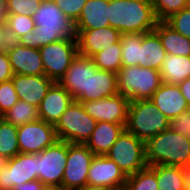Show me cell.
Here are the masks:
<instances>
[{
	"instance_id": "cell-1",
	"label": "cell",
	"mask_w": 190,
	"mask_h": 190,
	"mask_svg": "<svg viewBox=\"0 0 190 190\" xmlns=\"http://www.w3.org/2000/svg\"><path fill=\"white\" fill-rule=\"evenodd\" d=\"M32 15L36 27L16 41L19 45L40 49L50 43L76 37L74 23L63 14L54 0L42 1Z\"/></svg>"
},
{
	"instance_id": "cell-2",
	"label": "cell",
	"mask_w": 190,
	"mask_h": 190,
	"mask_svg": "<svg viewBox=\"0 0 190 190\" xmlns=\"http://www.w3.org/2000/svg\"><path fill=\"white\" fill-rule=\"evenodd\" d=\"M108 19L121 34L151 32L159 22L151 0H109Z\"/></svg>"
},
{
	"instance_id": "cell-3",
	"label": "cell",
	"mask_w": 190,
	"mask_h": 190,
	"mask_svg": "<svg viewBox=\"0 0 190 190\" xmlns=\"http://www.w3.org/2000/svg\"><path fill=\"white\" fill-rule=\"evenodd\" d=\"M145 159L148 166L190 165V137L173 131L169 126L145 142Z\"/></svg>"
},
{
	"instance_id": "cell-4",
	"label": "cell",
	"mask_w": 190,
	"mask_h": 190,
	"mask_svg": "<svg viewBox=\"0 0 190 190\" xmlns=\"http://www.w3.org/2000/svg\"><path fill=\"white\" fill-rule=\"evenodd\" d=\"M169 126L170 121L150 99L130 101L125 129L138 139L146 142Z\"/></svg>"
},
{
	"instance_id": "cell-5",
	"label": "cell",
	"mask_w": 190,
	"mask_h": 190,
	"mask_svg": "<svg viewBox=\"0 0 190 190\" xmlns=\"http://www.w3.org/2000/svg\"><path fill=\"white\" fill-rule=\"evenodd\" d=\"M160 71L140 66H122L117 73L118 93L130 101L151 99L161 86Z\"/></svg>"
},
{
	"instance_id": "cell-6",
	"label": "cell",
	"mask_w": 190,
	"mask_h": 190,
	"mask_svg": "<svg viewBox=\"0 0 190 190\" xmlns=\"http://www.w3.org/2000/svg\"><path fill=\"white\" fill-rule=\"evenodd\" d=\"M97 121L89 116L82 103L74 100L54 125L57 139L71 144H85Z\"/></svg>"
},
{
	"instance_id": "cell-7",
	"label": "cell",
	"mask_w": 190,
	"mask_h": 190,
	"mask_svg": "<svg viewBox=\"0 0 190 190\" xmlns=\"http://www.w3.org/2000/svg\"><path fill=\"white\" fill-rule=\"evenodd\" d=\"M128 177L146 168L145 142L126 129L106 153Z\"/></svg>"
},
{
	"instance_id": "cell-8",
	"label": "cell",
	"mask_w": 190,
	"mask_h": 190,
	"mask_svg": "<svg viewBox=\"0 0 190 190\" xmlns=\"http://www.w3.org/2000/svg\"><path fill=\"white\" fill-rule=\"evenodd\" d=\"M44 75L58 83L79 54L76 37L42 46L40 49Z\"/></svg>"
},
{
	"instance_id": "cell-9",
	"label": "cell",
	"mask_w": 190,
	"mask_h": 190,
	"mask_svg": "<svg viewBox=\"0 0 190 190\" xmlns=\"http://www.w3.org/2000/svg\"><path fill=\"white\" fill-rule=\"evenodd\" d=\"M68 142L55 141L37 154L38 180L45 186L62 188L63 173L67 162Z\"/></svg>"
},
{
	"instance_id": "cell-10",
	"label": "cell",
	"mask_w": 190,
	"mask_h": 190,
	"mask_svg": "<svg viewBox=\"0 0 190 190\" xmlns=\"http://www.w3.org/2000/svg\"><path fill=\"white\" fill-rule=\"evenodd\" d=\"M94 156L85 144L68 143L67 162L62 179L63 190H78L87 185V175Z\"/></svg>"
},
{
	"instance_id": "cell-11",
	"label": "cell",
	"mask_w": 190,
	"mask_h": 190,
	"mask_svg": "<svg viewBox=\"0 0 190 190\" xmlns=\"http://www.w3.org/2000/svg\"><path fill=\"white\" fill-rule=\"evenodd\" d=\"M38 179L37 154L18 153L0 170V190H13L16 185Z\"/></svg>"
},
{
	"instance_id": "cell-12",
	"label": "cell",
	"mask_w": 190,
	"mask_h": 190,
	"mask_svg": "<svg viewBox=\"0 0 190 190\" xmlns=\"http://www.w3.org/2000/svg\"><path fill=\"white\" fill-rule=\"evenodd\" d=\"M20 153L38 154L57 141L53 124L43 120L18 126L17 132Z\"/></svg>"
},
{
	"instance_id": "cell-13",
	"label": "cell",
	"mask_w": 190,
	"mask_h": 190,
	"mask_svg": "<svg viewBox=\"0 0 190 190\" xmlns=\"http://www.w3.org/2000/svg\"><path fill=\"white\" fill-rule=\"evenodd\" d=\"M130 100L122 94L111 97L84 101L82 105L86 113L97 122L105 121L126 124Z\"/></svg>"
},
{
	"instance_id": "cell-14",
	"label": "cell",
	"mask_w": 190,
	"mask_h": 190,
	"mask_svg": "<svg viewBox=\"0 0 190 190\" xmlns=\"http://www.w3.org/2000/svg\"><path fill=\"white\" fill-rule=\"evenodd\" d=\"M78 52L85 57H92L121 39V33L110 26L96 29H75Z\"/></svg>"
},
{
	"instance_id": "cell-15",
	"label": "cell",
	"mask_w": 190,
	"mask_h": 190,
	"mask_svg": "<svg viewBox=\"0 0 190 190\" xmlns=\"http://www.w3.org/2000/svg\"><path fill=\"white\" fill-rule=\"evenodd\" d=\"M127 176L119 166L105 155H95L87 175L88 185H100L115 189L123 188Z\"/></svg>"
},
{
	"instance_id": "cell-16",
	"label": "cell",
	"mask_w": 190,
	"mask_h": 190,
	"mask_svg": "<svg viewBox=\"0 0 190 190\" xmlns=\"http://www.w3.org/2000/svg\"><path fill=\"white\" fill-rule=\"evenodd\" d=\"M13 74L27 76L44 75V67L39 49L24 47L8 41L5 47Z\"/></svg>"
},
{
	"instance_id": "cell-17",
	"label": "cell",
	"mask_w": 190,
	"mask_h": 190,
	"mask_svg": "<svg viewBox=\"0 0 190 190\" xmlns=\"http://www.w3.org/2000/svg\"><path fill=\"white\" fill-rule=\"evenodd\" d=\"M89 70L90 57L78 54L58 82L72 95L74 100L81 103L88 101Z\"/></svg>"
},
{
	"instance_id": "cell-18",
	"label": "cell",
	"mask_w": 190,
	"mask_h": 190,
	"mask_svg": "<svg viewBox=\"0 0 190 190\" xmlns=\"http://www.w3.org/2000/svg\"><path fill=\"white\" fill-rule=\"evenodd\" d=\"M11 80L18 99L30 103L37 108L40 106L50 87L55 83L45 75L27 76L14 74Z\"/></svg>"
},
{
	"instance_id": "cell-19",
	"label": "cell",
	"mask_w": 190,
	"mask_h": 190,
	"mask_svg": "<svg viewBox=\"0 0 190 190\" xmlns=\"http://www.w3.org/2000/svg\"><path fill=\"white\" fill-rule=\"evenodd\" d=\"M73 101L72 95L55 82L38 107L39 119L55 125Z\"/></svg>"
},
{
	"instance_id": "cell-20",
	"label": "cell",
	"mask_w": 190,
	"mask_h": 190,
	"mask_svg": "<svg viewBox=\"0 0 190 190\" xmlns=\"http://www.w3.org/2000/svg\"><path fill=\"white\" fill-rule=\"evenodd\" d=\"M150 100L169 121L190 111V107L181 94L178 85L162 83L161 86L153 93Z\"/></svg>"
},
{
	"instance_id": "cell-21",
	"label": "cell",
	"mask_w": 190,
	"mask_h": 190,
	"mask_svg": "<svg viewBox=\"0 0 190 190\" xmlns=\"http://www.w3.org/2000/svg\"><path fill=\"white\" fill-rule=\"evenodd\" d=\"M118 94L117 73L98 69L90 57L88 101Z\"/></svg>"
},
{
	"instance_id": "cell-22",
	"label": "cell",
	"mask_w": 190,
	"mask_h": 190,
	"mask_svg": "<svg viewBox=\"0 0 190 190\" xmlns=\"http://www.w3.org/2000/svg\"><path fill=\"white\" fill-rule=\"evenodd\" d=\"M126 124L111 122H97L96 127L85 145L94 155H106L119 135L125 129Z\"/></svg>"
},
{
	"instance_id": "cell-23",
	"label": "cell",
	"mask_w": 190,
	"mask_h": 190,
	"mask_svg": "<svg viewBox=\"0 0 190 190\" xmlns=\"http://www.w3.org/2000/svg\"><path fill=\"white\" fill-rule=\"evenodd\" d=\"M109 0H87L82 8L75 29H96L110 26Z\"/></svg>"
},
{
	"instance_id": "cell-24",
	"label": "cell",
	"mask_w": 190,
	"mask_h": 190,
	"mask_svg": "<svg viewBox=\"0 0 190 190\" xmlns=\"http://www.w3.org/2000/svg\"><path fill=\"white\" fill-rule=\"evenodd\" d=\"M166 56V50L162 46L159 35L154 30L142 33L140 67L160 70Z\"/></svg>"
},
{
	"instance_id": "cell-25",
	"label": "cell",
	"mask_w": 190,
	"mask_h": 190,
	"mask_svg": "<svg viewBox=\"0 0 190 190\" xmlns=\"http://www.w3.org/2000/svg\"><path fill=\"white\" fill-rule=\"evenodd\" d=\"M154 31L169 55L190 56V40L175 31L165 21H159Z\"/></svg>"
},
{
	"instance_id": "cell-26",
	"label": "cell",
	"mask_w": 190,
	"mask_h": 190,
	"mask_svg": "<svg viewBox=\"0 0 190 190\" xmlns=\"http://www.w3.org/2000/svg\"><path fill=\"white\" fill-rule=\"evenodd\" d=\"M159 71L162 83L178 85L187 78H190V56L167 54Z\"/></svg>"
},
{
	"instance_id": "cell-27",
	"label": "cell",
	"mask_w": 190,
	"mask_h": 190,
	"mask_svg": "<svg viewBox=\"0 0 190 190\" xmlns=\"http://www.w3.org/2000/svg\"><path fill=\"white\" fill-rule=\"evenodd\" d=\"M36 27L33 15L5 13L4 28L8 41L16 42L21 36Z\"/></svg>"
},
{
	"instance_id": "cell-28",
	"label": "cell",
	"mask_w": 190,
	"mask_h": 190,
	"mask_svg": "<svg viewBox=\"0 0 190 190\" xmlns=\"http://www.w3.org/2000/svg\"><path fill=\"white\" fill-rule=\"evenodd\" d=\"M158 190H185V178L182 167L156 165Z\"/></svg>"
},
{
	"instance_id": "cell-29",
	"label": "cell",
	"mask_w": 190,
	"mask_h": 190,
	"mask_svg": "<svg viewBox=\"0 0 190 190\" xmlns=\"http://www.w3.org/2000/svg\"><path fill=\"white\" fill-rule=\"evenodd\" d=\"M120 41L122 66H139V62L141 61L142 34H122Z\"/></svg>"
},
{
	"instance_id": "cell-30",
	"label": "cell",
	"mask_w": 190,
	"mask_h": 190,
	"mask_svg": "<svg viewBox=\"0 0 190 190\" xmlns=\"http://www.w3.org/2000/svg\"><path fill=\"white\" fill-rule=\"evenodd\" d=\"M17 132L18 126L0 117V157L9 160L20 153Z\"/></svg>"
},
{
	"instance_id": "cell-31",
	"label": "cell",
	"mask_w": 190,
	"mask_h": 190,
	"mask_svg": "<svg viewBox=\"0 0 190 190\" xmlns=\"http://www.w3.org/2000/svg\"><path fill=\"white\" fill-rule=\"evenodd\" d=\"M1 117L15 126H21L39 120L38 108L22 100H18L17 103Z\"/></svg>"
},
{
	"instance_id": "cell-32",
	"label": "cell",
	"mask_w": 190,
	"mask_h": 190,
	"mask_svg": "<svg viewBox=\"0 0 190 190\" xmlns=\"http://www.w3.org/2000/svg\"><path fill=\"white\" fill-rule=\"evenodd\" d=\"M121 56L122 48L121 41H119L111 47L94 54L91 58L98 69L118 73L122 67Z\"/></svg>"
},
{
	"instance_id": "cell-33",
	"label": "cell",
	"mask_w": 190,
	"mask_h": 190,
	"mask_svg": "<svg viewBox=\"0 0 190 190\" xmlns=\"http://www.w3.org/2000/svg\"><path fill=\"white\" fill-rule=\"evenodd\" d=\"M126 190H158L156 166H147L127 177Z\"/></svg>"
},
{
	"instance_id": "cell-34",
	"label": "cell",
	"mask_w": 190,
	"mask_h": 190,
	"mask_svg": "<svg viewBox=\"0 0 190 190\" xmlns=\"http://www.w3.org/2000/svg\"><path fill=\"white\" fill-rule=\"evenodd\" d=\"M159 21H166L173 14L190 6L188 0H151Z\"/></svg>"
},
{
	"instance_id": "cell-35",
	"label": "cell",
	"mask_w": 190,
	"mask_h": 190,
	"mask_svg": "<svg viewBox=\"0 0 190 190\" xmlns=\"http://www.w3.org/2000/svg\"><path fill=\"white\" fill-rule=\"evenodd\" d=\"M165 22L175 31L190 40V6L173 14Z\"/></svg>"
},
{
	"instance_id": "cell-36",
	"label": "cell",
	"mask_w": 190,
	"mask_h": 190,
	"mask_svg": "<svg viewBox=\"0 0 190 190\" xmlns=\"http://www.w3.org/2000/svg\"><path fill=\"white\" fill-rule=\"evenodd\" d=\"M18 100L12 80L0 83V117L10 110Z\"/></svg>"
},
{
	"instance_id": "cell-37",
	"label": "cell",
	"mask_w": 190,
	"mask_h": 190,
	"mask_svg": "<svg viewBox=\"0 0 190 190\" xmlns=\"http://www.w3.org/2000/svg\"><path fill=\"white\" fill-rule=\"evenodd\" d=\"M42 0H7L5 13L32 15Z\"/></svg>"
},
{
	"instance_id": "cell-38",
	"label": "cell",
	"mask_w": 190,
	"mask_h": 190,
	"mask_svg": "<svg viewBox=\"0 0 190 190\" xmlns=\"http://www.w3.org/2000/svg\"><path fill=\"white\" fill-rule=\"evenodd\" d=\"M59 9L66 15L73 23H75L86 4L87 0H54Z\"/></svg>"
},
{
	"instance_id": "cell-39",
	"label": "cell",
	"mask_w": 190,
	"mask_h": 190,
	"mask_svg": "<svg viewBox=\"0 0 190 190\" xmlns=\"http://www.w3.org/2000/svg\"><path fill=\"white\" fill-rule=\"evenodd\" d=\"M173 131L190 137V111L185 112L170 121Z\"/></svg>"
},
{
	"instance_id": "cell-40",
	"label": "cell",
	"mask_w": 190,
	"mask_h": 190,
	"mask_svg": "<svg viewBox=\"0 0 190 190\" xmlns=\"http://www.w3.org/2000/svg\"><path fill=\"white\" fill-rule=\"evenodd\" d=\"M13 75L8 54L3 48L0 50V83L10 81Z\"/></svg>"
},
{
	"instance_id": "cell-41",
	"label": "cell",
	"mask_w": 190,
	"mask_h": 190,
	"mask_svg": "<svg viewBox=\"0 0 190 190\" xmlns=\"http://www.w3.org/2000/svg\"><path fill=\"white\" fill-rule=\"evenodd\" d=\"M46 186L38 179L26 182L24 184H18L13 190H43Z\"/></svg>"
},
{
	"instance_id": "cell-42",
	"label": "cell",
	"mask_w": 190,
	"mask_h": 190,
	"mask_svg": "<svg viewBox=\"0 0 190 190\" xmlns=\"http://www.w3.org/2000/svg\"><path fill=\"white\" fill-rule=\"evenodd\" d=\"M181 94L185 98L187 104L190 107V78L178 84Z\"/></svg>"
},
{
	"instance_id": "cell-43",
	"label": "cell",
	"mask_w": 190,
	"mask_h": 190,
	"mask_svg": "<svg viewBox=\"0 0 190 190\" xmlns=\"http://www.w3.org/2000/svg\"><path fill=\"white\" fill-rule=\"evenodd\" d=\"M8 40L4 28V22H0V50L7 46Z\"/></svg>"
},
{
	"instance_id": "cell-44",
	"label": "cell",
	"mask_w": 190,
	"mask_h": 190,
	"mask_svg": "<svg viewBox=\"0 0 190 190\" xmlns=\"http://www.w3.org/2000/svg\"><path fill=\"white\" fill-rule=\"evenodd\" d=\"M182 170L185 178V187L190 189V165L182 166Z\"/></svg>"
},
{
	"instance_id": "cell-45",
	"label": "cell",
	"mask_w": 190,
	"mask_h": 190,
	"mask_svg": "<svg viewBox=\"0 0 190 190\" xmlns=\"http://www.w3.org/2000/svg\"><path fill=\"white\" fill-rule=\"evenodd\" d=\"M78 190H116L112 187L100 186V185H85L83 188Z\"/></svg>"
},
{
	"instance_id": "cell-46",
	"label": "cell",
	"mask_w": 190,
	"mask_h": 190,
	"mask_svg": "<svg viewBox=\"0 0 190 190\" xmlns=\"http://www.w3.org/2000/svg\"><path fill=\"white\" fill-rule=\"evenodd\" d=\"M7 0H0V22H4Z\"/></svg>"
},
{
	"instance_id": "cell-47",
	"label": "cell",
	"mask_w": 190,
	"mask_h": 190,
	"mask_svg": "<svg viewBox=\"0 0 190 190\" xmlns=\"http://www.w3.org/2000/svg\"><path fill=\"white\" fill-rule=\"evenodd\" d=\"M43 190H63L60 187H50V186H46Z\"/></svg>"
},
{
	"instance_id": "cell-48",
	"label": "cell",
	"mask_w": 190,
	"mask_h": 190,
	"mask_svg": "<svg viewBox=\"0 0 190 190\" xmlns=\"http://www.w3.org/2000/svg\"><path fill=\"white\" fill-rule=\"evenodd\" d=\"M7 160L5 158L0 157V170L6 164Z\"/></svg>"
},
{
	"instance_id": "cell-49",
	"label": "cell",
	"mask_w": 190,
	"mask_h": 190,
	"mask_svg": "<svg viewBox=\"0 0 190 190\" xmlns=\"http://www.w3.org/2000/svg\"><path fill=\"white\" fill-rule=\"evenodd\" d=\"M116 190H126V189H125V187H123V188H119V189H116Z\"/></svg>"
}]
</instances>
